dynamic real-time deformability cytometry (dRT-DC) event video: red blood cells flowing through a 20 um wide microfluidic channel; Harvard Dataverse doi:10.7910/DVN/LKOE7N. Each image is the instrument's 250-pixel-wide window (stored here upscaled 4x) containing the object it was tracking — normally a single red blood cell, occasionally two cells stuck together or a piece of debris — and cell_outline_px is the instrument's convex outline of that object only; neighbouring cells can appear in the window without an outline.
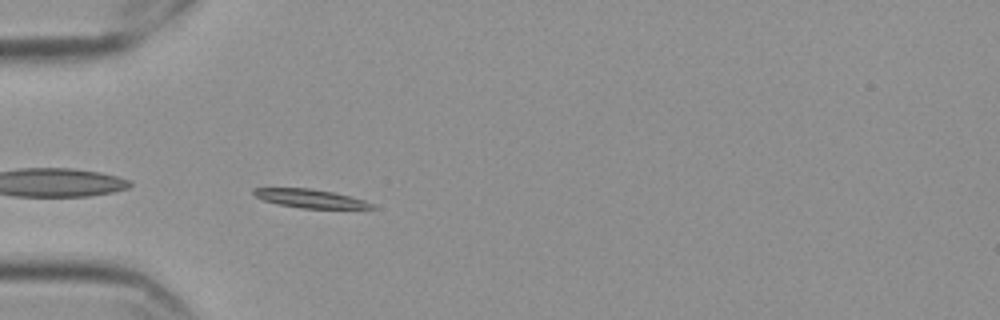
{"species": "Egyptian fruit bat (a non-hibernating species)", "species_latin": "Rousettus aegyptiacus", "temperature_condition": "cold", "stored_images_in_passage": 42, "camera_frame_rate_fps": 3000, "um_per_image_px": 0.085, "frame": {"image": 1, "passage_image": 2, "time_ms": 0.333, "image_size_px": [1000, 320], "cell_outline_px": [[376, 208], [304, 208], [280, 204], [264, 200], [256, 196], [252, 192], [252, 188], [308, 188], [332, 192], [364, 200], [372, 204]], "centroid_in_image_um": [26.33, 16.86], "position_along_channel_um": 58.7, "area_um2": 12.37}}
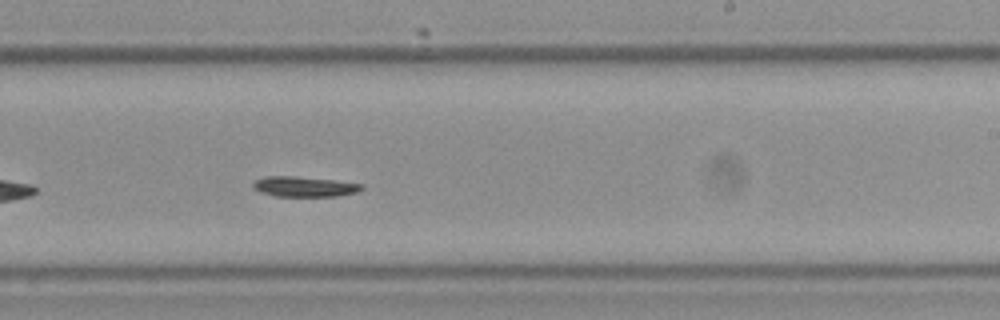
{"frame": {"image": 2, "passage_image": 20, "time_ms": 6.333, "image_size_px": [1000, 320], "cell_outline_px": [[364, 188], [356, 192], [340, 196], [276, 196], [260, 192], [252, 188], [252, 184], [256, 180], [264, 176], [292, 176], [332, 180], [364, 184]], "centroid_in_image_um": [25.85, 15.86], "position_along_channel_um": 263.1, "area_um2": 12.77}}
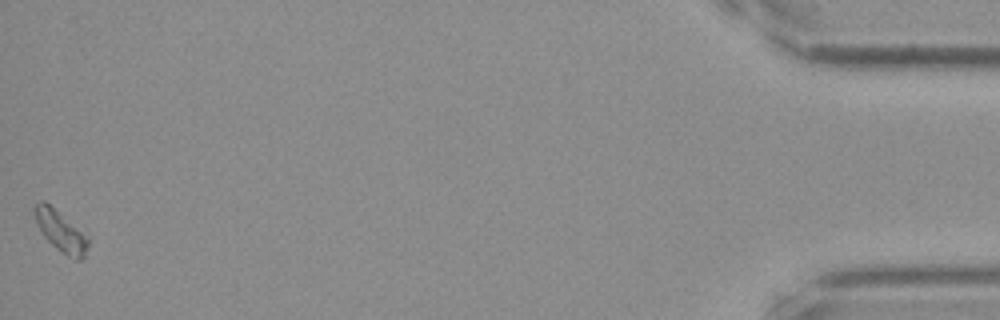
{"frame": {"image": 3, "passage_image": 42, "time_ms": 13.667, "image_size_px": [1000, 320], "cell_outline_px": [[88, 248], [84, 256], [80, 260], [76, 260], [68, 256], [56, 248], [44, 236], [36, 220], [36, 204], [40, 200], [44, 200], [88, 236]], "centroid_in_image_um": [5.2, 19.68], "position_along_channel_um": 430.0, "area_um2": 12.25}, "authors_computed_cell_mechanics": {"area_um2": 12.4559, "velocity_mm_per_s": 3.5046, "shape_relaxation_time_tau1_ms": 3.2932, "shape_relaxation_time_tau2_ms": 6.2099, "deformation_change_tau1": 0.1161, "deformation_change_tau2": 0.0842}}